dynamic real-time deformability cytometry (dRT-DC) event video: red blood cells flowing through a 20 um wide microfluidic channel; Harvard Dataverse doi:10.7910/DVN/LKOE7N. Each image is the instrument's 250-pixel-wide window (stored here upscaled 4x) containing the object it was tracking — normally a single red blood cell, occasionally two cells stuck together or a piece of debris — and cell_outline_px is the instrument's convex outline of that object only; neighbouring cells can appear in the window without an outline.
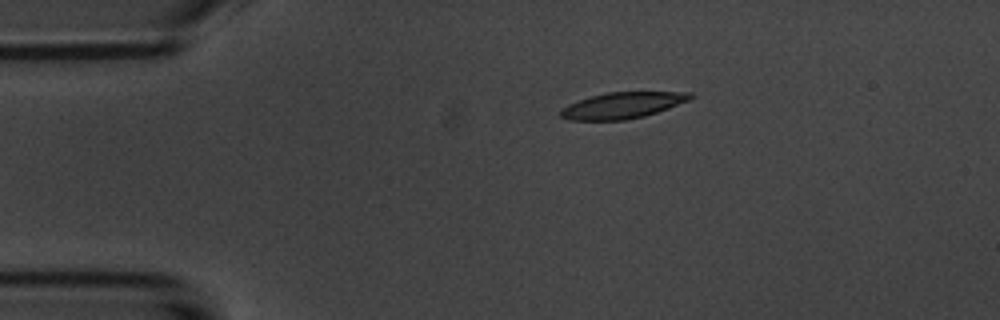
{"species": "common noctule bat (a hibernating species)", "species_latin": "Nyctalus noctula", "temperature_condition": "room temperature", "stored_images_in_passage": 3, "camera_frame_rate_fps": 3000, "um_per_image_px": 0.085, "animal": {"sex": "male", "body_mass_g": 20.1, "forearm_length_mm": 53.5}, "frame": {"image": 1, "passage_image": 1, "time_ms": 0.0, "image_size_px": [1000, 320], "cell_outline_px": [[696, 96], [688, 100], [668, 108], [644, 116], [624, 120], [568, 120], [560, 116], [560, 108], [568, 104], [592, 96], [608, 92], [692, 92]], "centroid_in_image_um": [52.9, 8.95], "position_along_channel_um": 32.1, "area_um2": 19.65}}
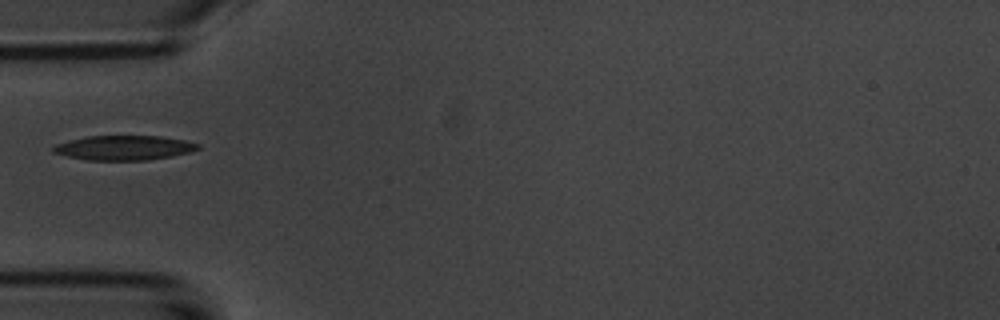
{"frame": {"image": 2, "passage_image": 3, "time_ms": 2.333, "image_size_px": [1000, 320], "cell_outline_px": [[200, 148], [192, 152], [172, 156], [148, 160], [88, 160], [68, 156], [52, 152], [52, 148], [56, 144], [88, 136], [160, 136], [184, 140], [200, 144]], "centroid_in_image_um": [10.59, 12.56], "position_along_channel_um": 74.4, "area_um2": 20.63}}